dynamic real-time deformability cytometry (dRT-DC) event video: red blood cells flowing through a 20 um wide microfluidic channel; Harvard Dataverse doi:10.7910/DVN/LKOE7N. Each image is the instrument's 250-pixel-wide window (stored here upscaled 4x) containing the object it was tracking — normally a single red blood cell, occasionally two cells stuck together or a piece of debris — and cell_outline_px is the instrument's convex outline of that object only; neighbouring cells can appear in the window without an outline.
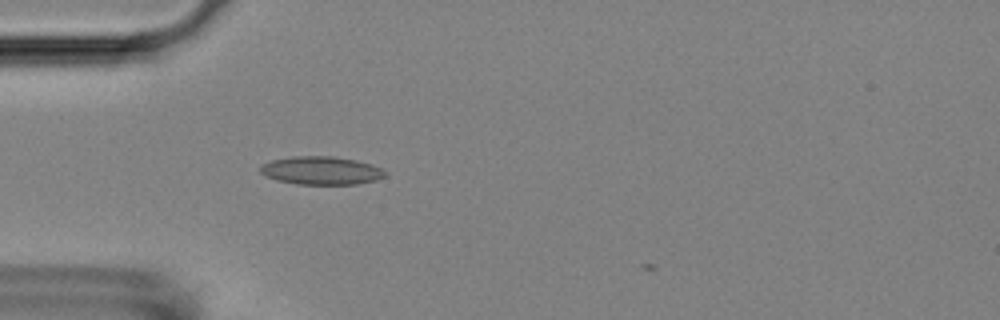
{"species": "Egyptian fruit bat (a non-hibernating species)", "species_latin": "Rousettus aegyptiacus", "temperature_condition": "room temperature", "stored_images_in_passage": 3, "camera_frame_rate_fps": 3000, "um_per_image_px": 0.085, "animal": {"sex": "female"}, "frame": {"image": 1, "passage_image": 3, "time_ms": 3.333, "image_size_px": [1000, 320], "cell_outline_px": [[388, 172], [384, 176], [376, 180], [356, 184], [296, 184], [276, 180], [264, 176], [260, 172], [260, 164], [272, 160], [292, 156], [332, 156], [356, 160], [380, 168]], "centroid_in_image_um": [27.25, 14.49], "position_along_channel_um": 57.7, "area_um2": 20.52}}